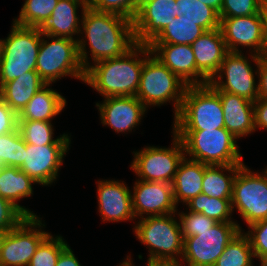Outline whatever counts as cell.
<instances>
[{"instance_id": "1", "label": "cell", "mask_w": 267, "mask_h": 266, "mask_svg": "<svg viewBox=\"0 0 267 266\" xmlns=\"http://www.w3.org/2000/svg\"><path fill=\"white\" fill-rule=\"evenodd\" d=\"M82 17L81 27L88 39L94 64L122 56L136 44L133 21L128 17L90 7L82 11Z\"/></svg>"}, {"instance_id": "2", "label": "cell", "mask_w": 267, "mask_h": 266, "mask_svg": "<svg viewBox=\"0 0 267 266\" xmlns=\"http://www.w3.org/2000/svg\"><path fill=\"white\" fill-rule=\"evenodd\" d=\"M143 55V59L138 58ZM145 44H135L117 58L105 59L85 71L84 82L102 96H136L142 67L145 62Z\"/></svg>"}, {"instance_id": "3", "label": "cell", "mask_w": 267, "mask_h": 266, "mask_svg": "<svg viewBox=\"0 0 267 266\" xmlns=\"http://www.w3.org/2000/svg\"><path fill=\"white\" fill-rule=\"evenodd\" d=\"M51 41L41 39L36 72L45 84H51L63 76H72L84 81L85 71L91 66L84 39H70L48 35Z\"/></svg>"}, {"instance_id": "4", "label": "cell", "mask_w": 267, "mask_h": 266, "mask_svg": "<svg viewBox=\"0 0 267 266\" xmlns=\"http://www.w3.org/2000/svg\"><path fill=\"white\" fill-rule=\"evenodd\" d=\"M192 160L206 165H243L236 137L225 127L207 130H173Z\"/></svg>"}, {"instance_id": "5", "label": "cell", "mask_w": 267, "mask_h": 266, "mask_svg": "<svg viewBox=\"0 0 267 266\" xmlns=\"http://www.w3.org/2000/svg\"><path fill=\"white\" fill-rule=\"evenodd\" d=\"M187 87L188 85L158 60L152 54L149 46L145 44V62L136 93L138 100L146 108L150 105L160 106L172 100L175 102L174 117H176Z\"/></svg>"}, {"instance_id": "6", "label": "cell", "mask_w": 267, "mask_h": 266, "mask_svg": "<svg viewBox=\"0 0 267 266\" xmlns=\"http://www.w3.org/2000/svg\"><path fill=\"white\" fill-rule=\"evenodd\" d=\"M11 33L1 40L0 87L5 83L36 71V61L41 43L40 28L12 25Z\"/></svg>"}, {"instance_id": "7", "label": "cell", "mask_w": 267, "mask_h": 266, "mask_svg": "<svg viewBox=\"0 0 267 266\" xmlns=\"http://www.w3.org/2000/svg\"><path fill=\"white\" fill-rule=\"evenodd\" d=\"M174 130H207L224 127V113L219 94L209 85L188 86Z\"/></svg>"}, {"instance_id": "8", "label": "cell", "mask_w": 267, "mask_h": 266, "mask_svg": "<svg viewBox=\"0 0 267 266\" xmlns=\"http://www.w3.org/2000/svg\"><path fill=\"white\" fill-rule=\"evenodd\" d=\"M172 215L175 213L146 216L134 226L136 237L149 247L148 261L178 260L182 256L184 238L180 223Z\"/></svg>"}, {"instance_id": "9", "label": "cell", "mask_w": 267, "mask_h": 266, "mask_svg": "<svg viewBox=\"0 0 267 266\" xmlns=\"http://www.w3.org/2000/svg\"><path fill=\"white\" fill-rule=\"evenodd\" d=\"M231 202L248 226L267 219V168L261 175L243 164L233 181Z\"/></svg>"}, {"instance_id": "10", "label": "cell", "mask_w": 267, "mask_h": 266, "mask_svg": "<svg viewBox=\"0 0 267 266\" xmlns=\"http://www.w3.org/2000/svg\"><path fill=\"white\" fill-rule=\"evenodd\" d=\"M242 231L237 223L217 222L198 236L183 237L182 260L188 266H214L225 247Z\"/></svg>"}, {"instance_id": "11", "label": "cell", "mask_w": 267, "mask_h": 266, "mask_svg": "<svg viewBox=\"0 0 267 266\" xmlns=\"http://www.w3.org/2000/svg\"><path fill=\"white\" fill-rule=\"evenodd\" d=\"M41 225L45 226L39 217H25L3 234L0 240V266H28L40 243L50 234L42 231Z\"/></svg>"}, {"instance_id": "12", "label": "cell", "mask_w": 267, "mask_h": 266, "mask_svg": "<svg viewBox=\"0 0 267 266\" xmlns=\"http://www.w3.org/2000/svg\"><path fill=\"white\" fill-rule=\"evenodd\" d=\"M173 134L172 148L149 146L134 152L130 168L140 177L139 180L173 183L179 163L186 155L181 139Z\"/></svg>"}, {"instance_id": "13", "label": "cell", "mask_w": 267, "mask_h": 266, "mask_svg": "<svg viewBox=\"0 0 267 266\" xmlns=\"http://www.w3.org/2000/svg\"><path fill=\"white\" fill-rule=\"evenodd\" d=\"M241 53V50L229 51L218 72L208 84L214 90L226 91L255 102L258 99V85L255 83L254 72L248 58L246 59ZM223 74L226 76V81L221 80Z\"/></svg>"}, {"instance_id": "14", "label": "cell", "mask_w": 267, "mask_h": 266, "mask_svg": "<svg viewBox=\"0 0 267 266\" xmlns=\"http://www.w3.org/2000/svg\"><path fill=\"white\" fill-rule=\"evenodd\" d=\"M174 17H177L176 0L143 1L132 20L135 42L149 45Z\"/></svg>"}, {"instance_id": "15", "label": "cell", "mask_w": 267, "mask_h": 266, "mask_svg": "<svg viewBox=\"0 0 267 266\" xmlns=\"http://www.w3.org/2000/svg\"><path fill=\"white\" fill-rule=\"evenodd\" d=\"M69 144H51L36 146L26 144L24 163L19 168L34 182L41 185H51L58 176Z\"/></svg>"}, {"instance_id": "16", "label": "cell", "mask_w": 267, "mask_h": 266, "mask_svg": "<svg viewBox=\"0 0 267 266\" xmlns=\"http://www.w3.org/2000/svg\"><path fill=\"white\" fill-rule=\"evenodd\" d=\"M220 30L226 47L230 52H239L237 48L251 47L252 52L264 54V33L261 14L243 17H219ZM239 44V45H238Z\"/></svg>"}, {"instance_id": "17", "label": "cell", "mask_w": 267, "mask_h": 266, "mask_svg": "<svg viewBox=\"0 0 267 266\" xmlns=\"http://www.w3.org/2000/svg\"><path fill=\"white\" fill-rule=\"evenodd\" d=\"M132 194L134 216H162L177 212L171 183L138 180Z\"/></svg>"}, {"instance_id": "18", "label": "cell", "mask_w": 267, "mask_h": 266, "mask_svg": "<svg viewBox=\"0 0 267 266\" xmlns=\"http://www.w3.org/2000/svg\"><path fill=\"white\" fill-rule=\"evenodd\" d=\"M191 47L196 60L198 85L208 84L229 52L220 28L204 32Z\"/></svg>"}, {"instance_id": "19", "label": "cell", "mask_w": 267, "mask_h": 266, "mask_svg": "<svg viewBox=\"0 0 267 266\" xmlns=\"http://www.w3.org/2000/svg\"><path fill=\"white\" fill-rule=\"evenodd\" d=\"M96 106L103 125L112 127L117 133L131 131L146 111L136 96L106 97L103 103H96Z\"/></svg>"}, {"instance_id": "20", "label": "cell", "mask_w": 267, "mask_h": 266, "mask_svg": "<svg viewBox=\"0 0 267 266\" xmlns=\"http://www.w3.org/2000/svg\"><path fill=\"white\" fill-rule=\"evenodd\" d=\"M99 212L103 221H125L135 217L132 210V194L125 183L98 181Z\"/></svg>"}, {"instance_id": "21", "label": "cell", "mask_w": 267, "mask_h": 266, "mask_svg": "<svg viewBox=\"0 0 267 266\" xmlns=\"http://www.w3.org/2000/svg\"><path fill=\"white\" fill-rule=\"evenodd\" d=\"M152 54L188 86L198 85L195 55L191 45L149 44Z\"/></svg>"}, {"instance_id": "22", "label": "cell", "mask_w": 267, "mask_h": 266, "mask_svg": "<svg viewBox=\"0 0 267 266\" xmlns=\"http://www.w3.org/2000/svg\"><path fill=\"white\" fill-rule=\"evenodd\" d=\"M220 97L224 113V127L236 138L256 131L254 126V102L221 90Z\"/></svg>"}, {"instance_id": "23", "label": "cell", "mask_w": 267, "mask_h": 266, "mask_svg": "<svg viewBox=\"0 0 267 266\" xmlns=\"http://www.w3.org/2000/svg\"><path fill=\"white\" fill-rule=\"evenodd\" d=\"M88 0H58L49 19L40 28L42 34L54 37L74 39L75 34L81 33L80 18L77 16L78 7L84 11Z\"/></svg>"}, {"instance_id": "24", "label": "cell", "mask_w": 267, "mask_h": 266, "mask_svg": "<svg viewBox=\"0 0 267 266\" xmlns=\"http://www.w3.org/2000/svg\"><path fill=\"white\" fill-rule=\"evenodd\" d=\"M205 164L187 159L181 160L172 183L173 195L176 205L181 200L188 203L193 197L202 193Z\"/></svg>"}, {"instance_id": "25", "label": "cell", "mask_w": 267, "mask_h": 266, "mask_svg": "<svg viewBox=\"0 0 267 266\" xmlns=\"http://www.w3.org/2000/svg\"><path fill=\"white\" fill-rule=\"evenodd\" d=\"M45 85L36 71H29L0 87V98L19 115L32 97Z\"/></svg>"}, {"instance_id": "26", "label": "cell", "mask_w": 267, "mask_h": 266, "mask_svg": "<svg viewBox=\"0 0 267 266\" xmlns=\"http://www.w3.org/2000/svg\"><path fill=\"white\" fill-rule=\"evenodd\" d=\"M45 84L27 103L18 115V121H46L51 122L65 107V98Z\"/></svg>"}, {"instance_id": "27", "label": "cell", "mask_w": 267, "mask_h": 266, "mask_svg": "<svg viewBox=\"0 0 267 266\" xmlns=\"http://www.w3.org/2000/svg\"><path fill=\"white\" fill-rule=\"evenodd\" d=\"M32 183L36 182L18 167L0 166V197L10 201L26 217L36 215L17 202L23 197L32 196Z\"/></svg>"}, {"instance_id": "28", "label": "cell", "mask_w": 267, "mask_h": 266, "mask_svg": "<svg viewBox=\"0 0 267 266\" xmlns=\"http://www.w3.org/2000/svg\"><path fill=\"white\" fill-rule=\"evenodd\" d=\"M242 165H206L202 194L220 199H232L233 181ZM223 171H228L229 176Z\"/></svg>"}, {"instance_id": "29", "label": "cell", "mask_w": 267, "mask_h": 266, "mask_svg": "<svg viewBox=\"0 0 267 266\" xmlns=\"http://www.w3.org/2000/svg\"><path fill=\"white\" fill-rule=\"evenodd\" d=\"M206 30L186 17L177 16L166 26L150 44L191 45Z\"/></svg>"}, {"instance_id": "30", "label": "cell", "mask_w": 267, "mask_h": 266, "mask_svg": "<svg viewBox=\"0 0 267 266\" xmlns=\"http://www.w3.org/2000/svg\"><path fill=\"white\" fill-rule=\"evenodd\" d=\"M18 130L26 142L36 146L51 144H70L71 140L67 134L53 139V127L51 122L46 121H18Z\"/></svg>"}, {"instance_id": "31", "label": "cell", "mask_w": 267, "mask_h": 266, "mask_svg": "<svg viewBox=\"0 0 267 266\" xmlns=\"http://www.w3.org/2000/svg\"><path fill=\"white\" fill-rule=\"evenodd\" d=\"M185 205L189 206V211L202 213L216 222L236 223L229 218L233 211L231 199L209 197L201 193Z\"/></svg>"}, {"instance_id": "32", "label": "cell", "mask_w": 267, "mask_h": 266, "mask_svg": "<svg viewBox=\"0 0 267 266\" xmlns=\"http://www.w3.org/2000/svg\"><path fill=\"white\" fill-rule=\"evenodd\" d=\"M177 16H184L206 31L220 28L219 14L199 0H176Z\"/></svg>"}, {"instance_id": "33", "label": "cell", "mask_w": 267, "mask_h": 266, "mask_svg": "<svg viewBox=\"0 0 267 266\" xmlns=\"http://www.w3.org/2000/svg\"><path fill=\"white\" fill-rule=\"evenodd\" d=\"M253 257L249 238L240 231L225 247L214 266H253Z\"/></svg>"}, {"instance_id": "34", "label": "cell", "mask_w": 267, "mask_h": 266, "mask_svg": "<svg viewBox=\"0 0 267 266\" xmlns=\"http://www.w3.org/2000/svg\"><path fill=\"white\" fill-rule=\"evenodd\" d=\"M58 0H25L18 19L14 23L23 27L41 28L49 19Z\"/></svg>"}, {"instance_id": "35", "label": "cell", "mask_w": 267, "mask_h": 266, "mask_svg": "<svg viewBox=\"0 0 267 266\" xmlns=\"http://www.w3.org/2000/svg\"><path fill=\"white\" fill-rule=\"evenodd\" d=\"M26 142L23 140L18 128L0 135V165L20 168L24 163Z\"/></svg>"}, {"instance_id": "36", "label": "cell", "mask_w": 267, "mask_h": 266, "mask_svg": "<svg viewBox=\"0 0 267 266\" xmlns=\"http://www.w3.org/2000/svg\"><path fill=\"white\" fill-rule=\"evenodd\" d=\"M61 236L48 235L38 246L28 266H56L60 253L67 247Z\"/></svg>"}, {"instance_id": "37", "label": "cell", "mask_w": 267, "mask_h": 266, "mask_svg": "<svg viewBox=\"0 0 267 266\" xmlns=\"http://www.w3.org/2000/svg\"><path fill=\"white\" fill-rule=\"evenodd\" d=\"M264 0H223L219 17H243L261 14Z\"/></svg>"}, {"instance_id": "38", "label": "cell", "mask_w": 267, "mask_h": 266, "mask_svg": "<svg viewBox=\"0 0 267 266\" xmlns=\"http://www.w3.org/2000/svg\"><path fill=\"white\" fill-rule=\"evenodd\" d=\"M180 226L183 237L198 236V232L212 228L217 222L202 213H179Z\"/></svg>"}, {"instance_id": "39", "label": "cell", "mask_w": 267, "mask_h": 266, "mask_svg": "<svg viewBox=\"0 0 267 266\" xmlns=\"http://www.w3.org/2000/svg\"><path fill=\"white\" fill-rule=\"evenodd\" d=\"M87 5L91 9L121 14L131 20L139 7L135 0H88Z\"/></svg>"}, {"instance_id": "40", "label": "cell", "mask_w": 267, "mask_h": 266, "mask_svg": "<svg viewBox=\"0 0 267 266\" xmlns=\"http://www.w3.org/2000/svg\"><path fill=\"white\" fill-rule=\"evenodd\" d=\"M251 230L245 235L249 238L254 257L267 258V219L249 225Z\"/></svg>"}, {"instance_id": "41", "label": "cell", "mask_w": 267, "mask_h": 266, "mask_svg": "<svg viewBox=\"0 0 267 266\" xmlns=\"http://www.w3.org/2000/svg\"><path fill=\"white\" fill-rule=\"evenodd\" d=\"M26 216L10 201L0 197V231L6 233L16 227Z\"/></svg>"}, {"instance_id": "42", "label": "cell", "mask_w": 267, "mask_h": 266, "mask_svg": "<svg viewBox=\"0 0 267 266\" xmlns=\"http://www.w3.org/2000/svg\"><path fill=\"white\" fill-rule=\"evenodd\" d=\"M18 128V115L0 98V135Z\"/></svg>"}, {"instance_id": "43", "label": "cell", "mask_w": 267, "mask_h": 266, "mask_svg": "<svg viewBox=\"0 0 267 266\" xmlns=\"http://www.w3.org/2000/svg\"><path fill=\"white\" fill-rule=\"evenodd\" d=\"M253 62L257 66L256 74L258 73L259 83L258 85V99L267 100V55H251Z\"/></svg>"}, {"instance_id": "44", "label": "cell", "mask_w": 267, "mask_h": 266, "mask_svg": "<svg viewBox=\"0 0 267 266\" xmlns=\"http://www.w3.org/2000/svg\"><path fill=\"white\" fill-rule=\"evenodd\" d=\"M254 126L267 129V100L257 99L254 102Z\"/></svg>"}, {"instance_id": "45", "label": "cell", "mask_w": 267, "mask_h": 266, "mask_svg": "<svg viewBox=\"0 0 267 266\" xmlns=\"http://www.w3.org/2000/svg\"><path fill=\"white\" fill-rule=\"evenodd\" d=\"M56 266H81L69 245L60 253Z\"/></svg>"}, {"instance_id": "46", "label": "cell", "mask_w": 267, "mask_h": 266, "mask_svg": "<svg viewBox=\"0 0 267 266\" xmlns=\"http://www.w3.org/2000/svg\"><path fill=\"white\" fill-rule=\"evenodd\" d=\"M261 17L263 21V33H264V55H267V0H264L262 4Z\"/></svg>"}, {"instance_id": "47", "label": "cell", "mask_w": 267, "mask_h": 266, "mask_svg": "<svg viewBox=\"0 0 267 266\" xmlns=\"http://www.w3.org/2000/svg\"><path fill=\"white\" fill-rule=\"evenodd\" d=\"M147 266H182L179 260L148 261Z\"/></svg>"}, {"instance_id": "48", "label": "cell", "mask_w": 267, "mask_h": 266, "mask_svg": "<svg viewBox=\"0 0 267 266\" xmlns=\"http://www.w3.org/2000/svg\"><path fill=\"white\" fill-rule=\"evenodd\" d=\"M201 3L213 8L218 14L221 11L223 0H199Z\"/></svg>"}, {"instance_id": "49", "label": "cell", "mask_w": 267, "mask_h": 266, "mask_svg": "<svg viewBox=\"0 0 267 266\" xmlns=\"http://www.w3.org/2000/svg\"><path fill=\"white\" fill-rule=\"evenodd\" d=\"M129 256H127L126 260L119 266H134L131 262V258H128Z\"/></svg>"}, {"instance_id": "50", "label": "cell", "mask_w": 267, "mask_h": 266, "mask_svg": "<svg viewBox=\"0 0 267 266\" xmlns=\"http://www.w3.org/2000/svg\"><path fill=\"white\" fill-rule=\"evenodd\" d=\"M261 266H267V258L260 259Z\"/></svg>"}, {"instance_id": "51", "label": "cell", "mask_w": 267, "mask_h": 266, "mask_svg": "<svg viewBox=\"0 0 267 266\" xmlns=\"http://www.w3.org/2000/svg\"><path fill=\"white\" fill-rule=\"evenodd\" d=\"M143 1H145V0H135V2H136L138 5H140Z\"/></svg>"}, {"instance_id": "52", "label": "cell", "mask_w": 267, "mask_h": 266, "mask_svg": "<svg viewBox=\"0 0 267 266\" xmlns=\"http://www.w3.org/2000/svg\"><path fill=\"white\" fill-rule=\"evenodd\" d=\"M3 234H4V233L0 231V240H1V237H2Z\"/></svg>"}]
</instances>
